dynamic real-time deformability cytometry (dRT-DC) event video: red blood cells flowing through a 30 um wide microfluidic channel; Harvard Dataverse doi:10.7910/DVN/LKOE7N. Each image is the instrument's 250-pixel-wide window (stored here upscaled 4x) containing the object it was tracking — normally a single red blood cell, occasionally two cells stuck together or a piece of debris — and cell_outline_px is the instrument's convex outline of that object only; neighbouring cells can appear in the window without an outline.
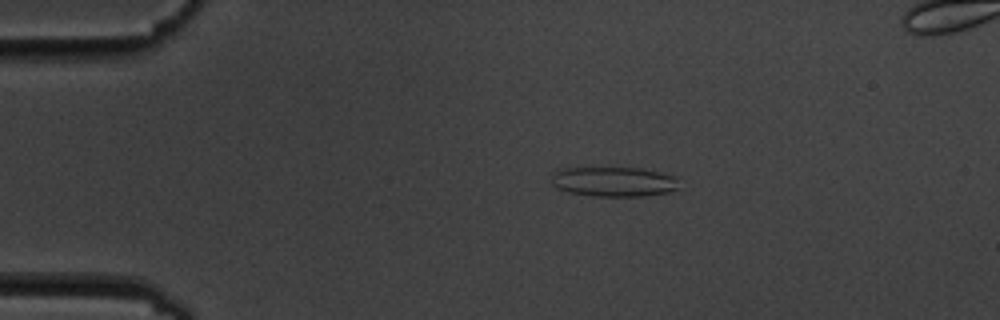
{"species": "common noctule bat (a hibernating species)", "species_latin": "Nyctalus noctula", "temperature_condition": "cold", "stored_images_in_passage": 10, "camera_frame_rate_fps": 3000, "um_per_image_px": 0.085, "animal": {"sex": "male", "body_mass_g": 19.5, "forearm_length_mm": 54.6}, "frame": {"image": 1, "passage_image": 2, "time_ms": 1.333, "image_size_px": [1000, 320], "cell_outline_px": [[680, 176], [676, 188], [668, 192], [644, 196], [592, 196], [568, 192], [556, 188], [552, 184], [552, 172], [560, 168], [640, 168]], "centroid_in_image_um": [52.17, 15.44], "position_along_channel_um": 32.8, "area_um2": 22.37}}
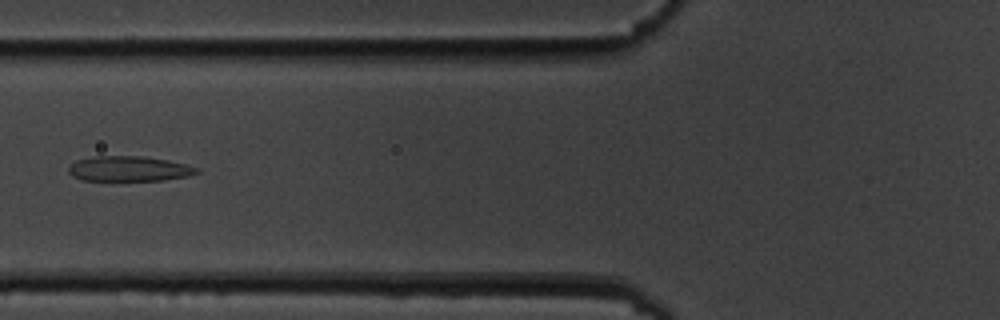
{"frame": {"image": 2, "passage_image": 5, "time_ms": 5.0, "image_size_px": [1000, 320], "cell_outline_px": [[200, 172], [188, 176], [164, 180], [84, 180], [72, 176], [68, 172], [68, 168], [76, 160], [96, 156], [144, 156], [184, 164], [200, 168]], "centroid_in_image_um": [10.97, 14.34], "position_along_channel_um": 114.8, "area_um2": 18.61}}
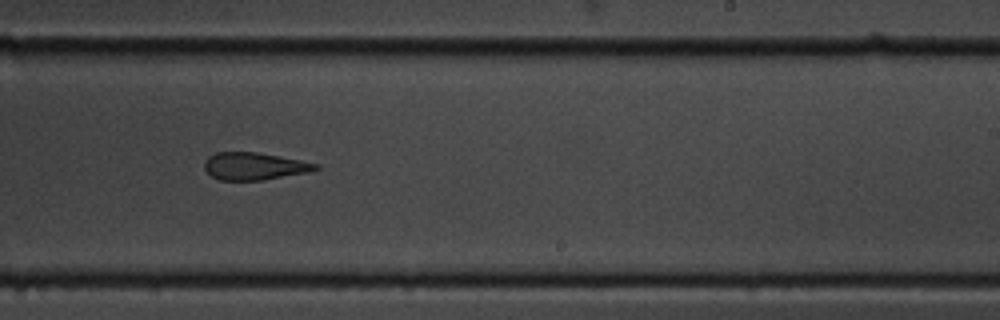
{"frame": {"image": 3, "passage_image": 9, "time_ms": 9.333, "image_size_px": [1000, 320], "cell_outline_px": [[320, 168], [308, 172], [264, 180], [220, 180], [212, 176], [204, 168], [204, 160], [208, 156], [216, 152], [256, 152], [300, 160], [320, 164]], "centroid_in_image_um": [21.6, 14.12], "position_along_channel_um": 267.4, "area_um2": 17.74}}